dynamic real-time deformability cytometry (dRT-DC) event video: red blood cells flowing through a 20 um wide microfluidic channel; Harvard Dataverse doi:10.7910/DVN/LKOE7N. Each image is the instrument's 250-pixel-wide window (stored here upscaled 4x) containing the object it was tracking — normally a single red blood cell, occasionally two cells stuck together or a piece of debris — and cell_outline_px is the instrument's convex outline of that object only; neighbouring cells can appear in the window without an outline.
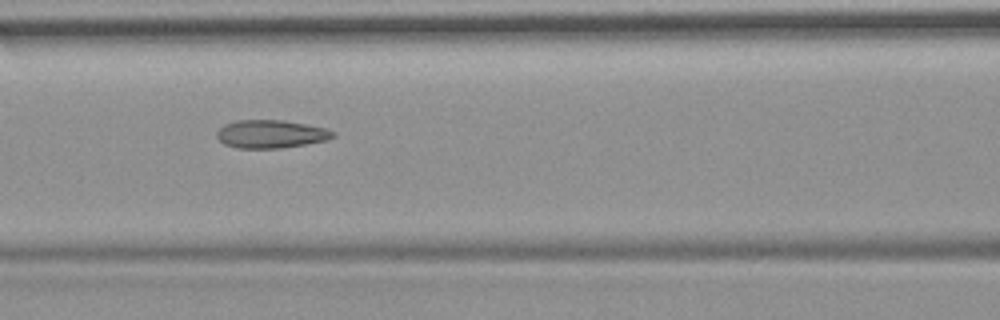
{"species": "common noctule bat (a hibernating species)", "species_latin": "Nyctalus noctula", "temperature_condition": "room temperature", "stored_images_in_passage": 8, "camera_frame_rate_fps": 3000, "um_per_image_px": 0.085, "animal": {"sex": "female", "body_mass_g": 19.9}, "frame": {"image": 1, "passage_image": 7, "time_ms": 7.0, "image_size_px": [1000, 320], "cell_outline_px": [[336, 136], [328, 140], [280, 148], [236, 148], [224, 144], [216, 136], [216, 132], [224, 124], [236, 120], [284, 120], [324, 128], [336, 132]], "centroid_in_image_um": [23.01, 11.39], "position_along_channel_um": 143.6, "area_um2": 19.02}}
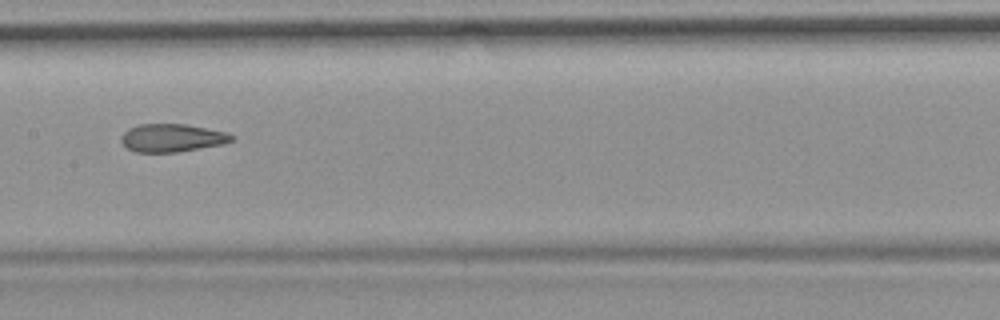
{"frame": {"image": 2, "passage_image": 8, "time_ms": 8.333, "image_size_px": [1000, 320], "cell_outline_px": [[236, 140], [224, 144], [176, 152], [136, 152], [128, 148], [120, 140], [120, 136], [128, 128], [140, 124], [188, 124], [228, 132], [236, 136]], "centroid_in_image_um": [14.68, 11.71], "position_along_channel_um": 192.7, "area_um2": 18.26}}